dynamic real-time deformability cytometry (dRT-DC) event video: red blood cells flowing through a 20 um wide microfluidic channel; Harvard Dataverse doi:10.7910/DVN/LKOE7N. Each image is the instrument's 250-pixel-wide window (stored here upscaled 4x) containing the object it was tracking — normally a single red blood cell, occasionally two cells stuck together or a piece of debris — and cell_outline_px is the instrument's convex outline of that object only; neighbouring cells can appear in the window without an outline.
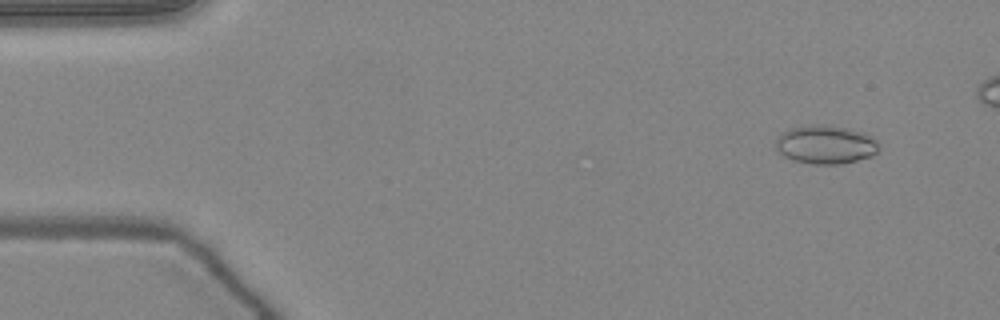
{"species": "common noctule bat (a hibernating species)", "species_latin": "Nyctalus noctula", "temperature_condition": "warm", "stored_images_in_passage": 46, "camera_frame_rate_fps": 3000, "um_per_image_px": 0.085, "animal": {"sex": "female", "body_mass_g": 24.6, "forearm_length_mm": 56.2}, "frame": {"image": 1, "passage_image": 4, "time_ms": 1.0, "image_size_px": [1000, 320], "cell_outline_px": [[876, 152], [872, 156], [840, 164], [812, 164], [792, 160], [784, 156], [776, 148], [776, 140], [788, 128], [816, 124], [848, 128], [864, 132], [876, 140]], "centroid_in_image_um": [70.15, 12.29], "position_along_channel_um": 14.8, "area_um2": 22.89}}
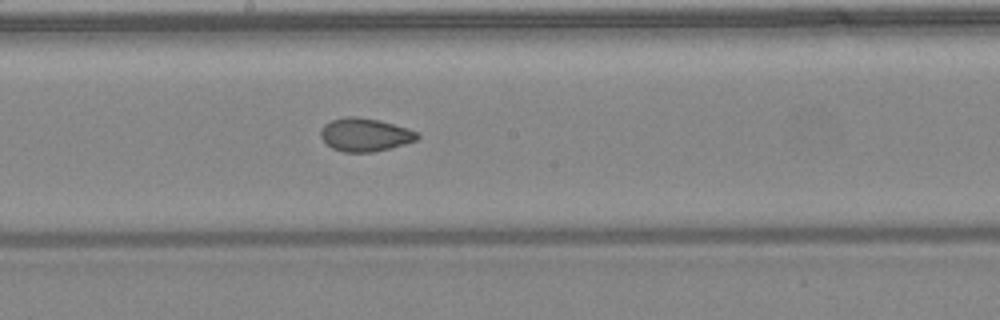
{"frame": {"image": 2, "passage_image": 27, "time_ms": 8.667, "image_size_px": [1000, 320], "cell_outline_px": [[420, 136], [416, 140], [404, 144], [372, 152], [344, 152], [332, 148], [320, 136], [320, 132], [324, 124], [332, 120], [344, 116], [356, 116], [380, 120], [408, 128], [416, 132]], "centroid_in_image_um": [31.01, 11.44], "position_along_channel_um": 217.2, "area_um2": 18.61}}
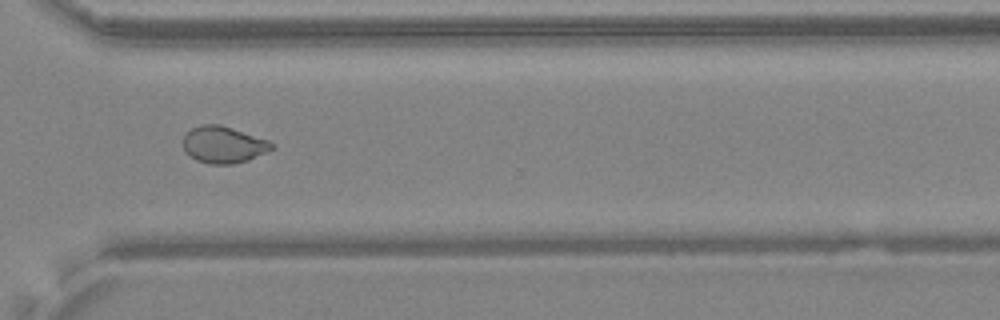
{"frame": {"image": 3, "passage_image": 37, "time_ms": 12.0, "image_size_px": [1000, 320], "cell_outline_px": [[276, 148], [248, 160], [232, 164], [208, 164], [196, 160], [184, 152], [184, 136], [192, 128], [200, 124], [220, 124], [268, 140], [276, 144]], "centroid_in_image_um": [19.01, 12.3], "position_along_channel_um": 351.6, "area_um2": 19.07}, "authors_computed_cell_mechanics": {"area_um2": 19.3052, "velocity_mm_per_s": 4.0396, "shape_relaxation_time_tau1_ms": null, "shape_relaxation_time_tau2_ms": 1.453, "deformation_change_tau1": null, "deformation_change_tau2": 0.0414}}